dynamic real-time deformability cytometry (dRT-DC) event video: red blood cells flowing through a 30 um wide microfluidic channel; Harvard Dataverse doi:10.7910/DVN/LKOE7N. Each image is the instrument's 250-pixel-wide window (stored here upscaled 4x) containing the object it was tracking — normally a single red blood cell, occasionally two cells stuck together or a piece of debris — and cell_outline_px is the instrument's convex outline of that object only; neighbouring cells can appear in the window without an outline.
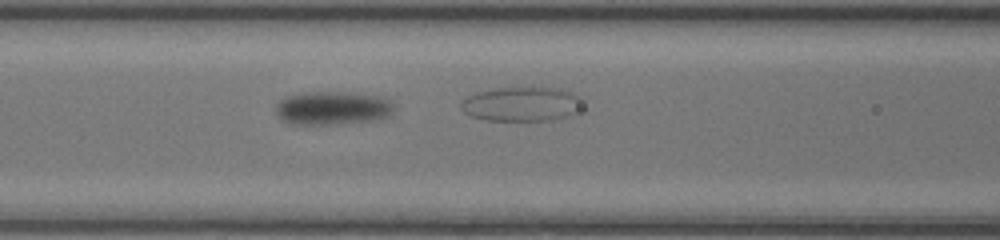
{"species": "common noctule bat (a hibernating species)", "species_latin": "Nyctalus noctula", "temperature_condition": "room temperature", "stored_images_in_passage": 35, "camera_frame_rate_fps": 3000, "um_per_image_px": 0.085, "animal": {"sex": "female", "body_mass_g": 20.0, "forearm_length_mm": 54.0}, "frame": {"image": 1, "passage_image": 17, "time_ms": 5.333, "image_size_px": [1000, 240], "cell_outline_px": [[396, 108], [388, 116], [372, 120], [328, 124], [292, 124], [284, 120], [276, 112], [276, 104], [280, 100], [288, 96], [308, 92], [344, 92], [380, 96], [392, 100]], "centroid_in_image_um": [28.31, 9.17], "position_along_channel_um": 138.3, "area_um2": 22.83}}
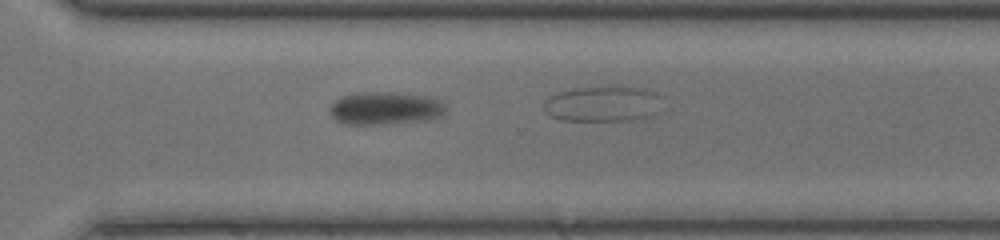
{"frame": {"image": 2, "passage_image": 32, "time_ms": 10.333, "image_size_px": [1000, 240], "cell_outline_px": [[444, 116], [428, 120], [380, 124], [344, 124], [336, 120], [328, 112], [332, 104], [336, 100], [344, 96], [364, 92], [376, 92], [428, 96], [440, 100], [444, 104]], "centroid_in_image_um": [32.75, 9.22], "position_along_channel_um": 337.8, "area_um2": 21.91}}